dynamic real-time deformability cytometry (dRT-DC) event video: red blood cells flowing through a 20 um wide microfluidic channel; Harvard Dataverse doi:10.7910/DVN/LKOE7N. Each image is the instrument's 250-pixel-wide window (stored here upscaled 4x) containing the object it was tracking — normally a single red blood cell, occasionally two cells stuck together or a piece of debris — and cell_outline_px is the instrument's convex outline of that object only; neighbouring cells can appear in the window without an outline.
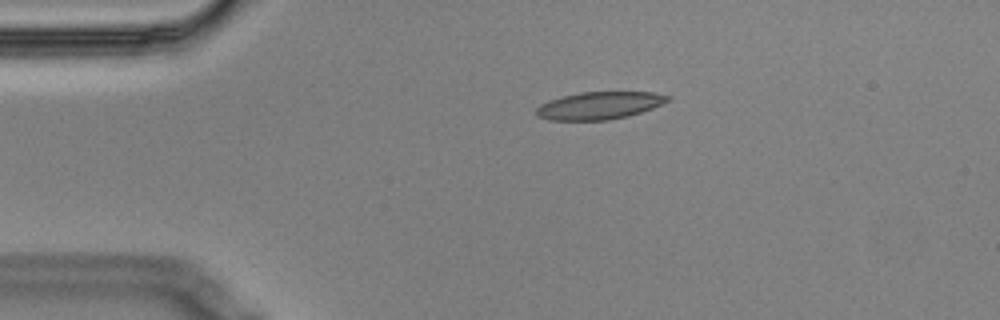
{"species": "Egyptian fruit bat (a non-hibernating species)", "species_latin": "Rousettus aegyptiacus", "temperature_condition": "cold", "stored_images_in_passage": 4, "camera_frame_rate_fps": 3000, "um_per_image_px": 0.085, "animal": {"sex": "male"}, "frame": {"image": 1, "passage_image": 3, "time_ms": 0.667, "image_size_px": [1000, 320], "cell_outline_px": [[672, 100], [652, 108], [628, 116], [608, 120], [548, 120], [536, 116], [532, 112], [540, 104], [548, 100], [580, 92], [652, 92], [672, 96]], "centroid_in_image_um": [50.92, 8.97], "position_along_channel_um": 34.1, "area_um2": 21.27}}